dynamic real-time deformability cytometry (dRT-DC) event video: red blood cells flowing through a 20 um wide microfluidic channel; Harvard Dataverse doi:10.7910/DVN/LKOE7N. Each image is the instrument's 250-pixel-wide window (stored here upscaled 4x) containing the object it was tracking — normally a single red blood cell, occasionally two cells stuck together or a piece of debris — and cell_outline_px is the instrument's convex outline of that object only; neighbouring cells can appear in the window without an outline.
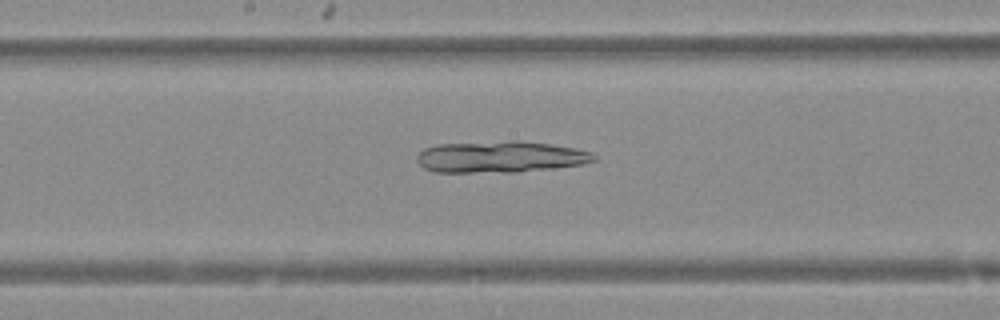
{"species": "Egyptian fruit bat (a non-hibernating species)", "species_latin": "Rousettus aegyptiacus", "temperature_condition": "warm", "stored_images_in_passage": 34, "camera_frame_rate_fps": 3000, "um_per_image_px": 0.085, "animal": {"sex": "female"}, "frame": {"image": 1, "passage_image": 18, "time_ms": 5.667, "image_size_px": [1000, 320], "cell_outline_px": [[596, 160], [584, 164], [516, 172], [436, 172], [424, 168], [416, 160], [416, 156], [424, 148], [436, 144], [512, 140], [520, 140], [576, 148], [592, 152], [596, 156]], "centroid_in_image_um": [42.52, 13.32], "position_along_channel_um": 205.7, "area_um2": 32.66}}
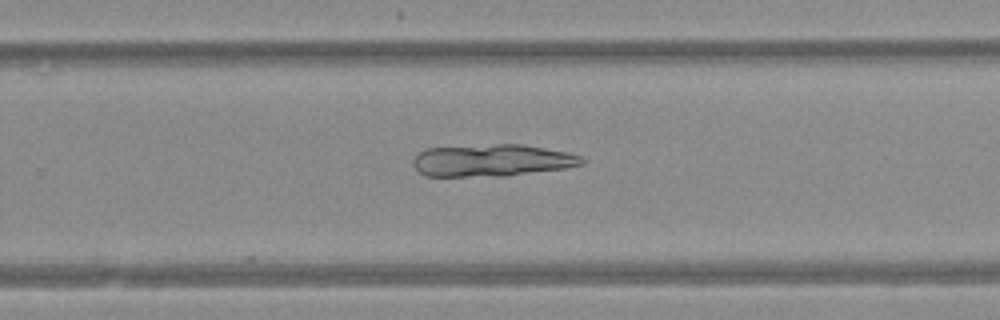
{"frame": {"image": 2, "passage_image": 24, "time_ms": 7.667, "image_size_px": [1000, 320], "cell_outline_px": [[584, 164], [564, 168], [508, 176], [424, 176], [412, 164], [412, 160], [420, 152], [428, 148], [496, 144], [524, 144], [568, 152], [580, 156], [584, 160]], "centroid_in_image_um": [41.83, 13.63], "position_along_channel_um": 288.0, "area_um2": 31.62}}
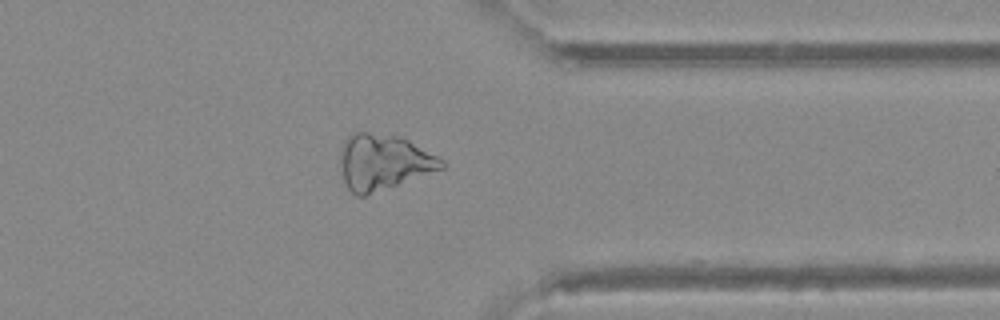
{"frame": {"image": 3, "passage_image": 31, "time_ms": 10.0, "image_size_px": [1000, 320], "cell_outline_px": [[448, 164], [444, 168], [364, 196], [356, 196], [348, 188], [344, 180], [340, 160], [340, 152], [344, 140], [352, 132], [368, 132], [400, 136], [408, 140], [444, 160]], "centroid_in_image_um": [32.58, 13.76], "position_along_channel_um": 378.8, "area_um2": 32.66}}